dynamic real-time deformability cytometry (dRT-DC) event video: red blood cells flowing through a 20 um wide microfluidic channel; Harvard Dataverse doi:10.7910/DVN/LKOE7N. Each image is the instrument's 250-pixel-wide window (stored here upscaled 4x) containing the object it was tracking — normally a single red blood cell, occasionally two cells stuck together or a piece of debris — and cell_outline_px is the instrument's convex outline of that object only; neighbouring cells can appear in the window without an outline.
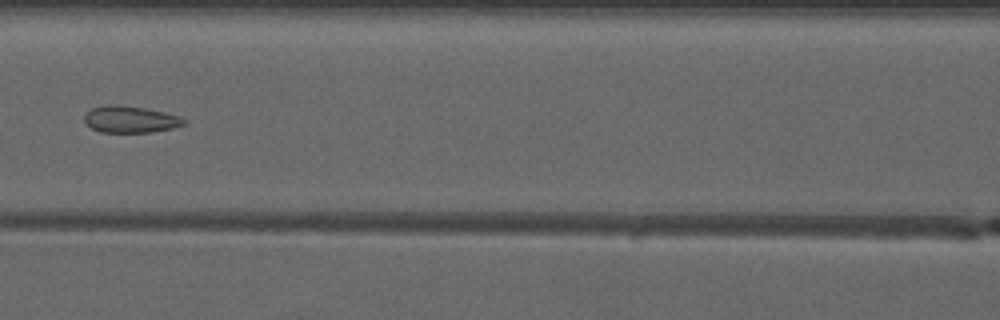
{"species": "common noctule bat (a hibernating species)", "species_latin": "Nyctalus noctula", "temperature_condition": "warm", "stored_images_in_passage": 6, "camera_frame_rate_fps": 3000, "um_per_image_px": 0.085, "animal": {"sex": "male", "forearm_length_mm": 52.5}, "frame": {"image": 1, "passage_image": 6, "time_ms": 5.667, "image_size_px": [1000, 320], "cell_outline_px": [[188, 124], [172, 128], [152, 132], [100, 132], [84, 124], [84, 112], [92, 108], [104, 104], [116, 104], [148, 108], [180, 116], [188, 120]], "centroid_in_image_um": [11.08, 10.13], "position_along_channel_um": 155.5, "area_um2": 15.95}}